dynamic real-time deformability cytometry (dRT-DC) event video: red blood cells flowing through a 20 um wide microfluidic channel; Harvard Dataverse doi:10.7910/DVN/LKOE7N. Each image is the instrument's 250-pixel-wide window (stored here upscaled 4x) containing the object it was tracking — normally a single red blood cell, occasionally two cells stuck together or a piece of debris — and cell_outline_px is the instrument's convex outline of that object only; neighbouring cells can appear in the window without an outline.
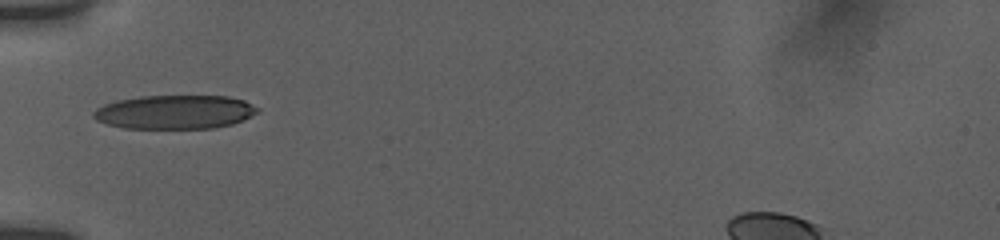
{"species": "human", "species_latin": "Homo sapiens", "temperature_condition": "room temperature", "stored_images_in_passage": 54, "camera_frame_rate_fps": 3000, "um_per_image_px": 0.085, "donor": {"sex": "female"}, "frame": {"image": 1, "passage_image": 1, "time_ms": 0.0, "image_size_px": [1000, 240], "cell_outline_px": [[260, 112], [232, 124], [212, 128], [124, 128], [108, 124], [96, 120], [92, 116], [92, 112], [96, 108], [104, 104], [116, 100], [140, 96], [228, 96], [244, 100], [260, 108]], "centroid_in_image_um": [14.85, 9.51], "position_along_channel_um": 70.1, "area_um2": 32.48}}
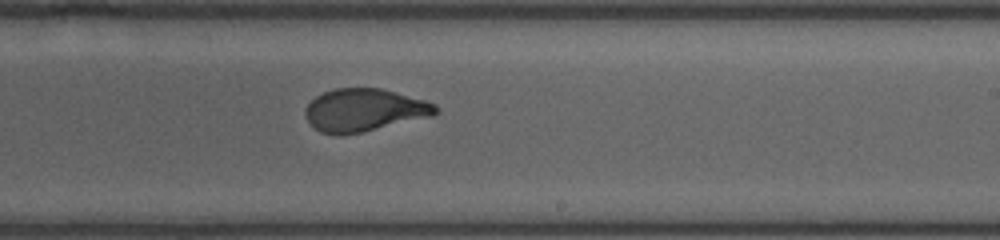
{"frame": {"image": 2, "passage_image": 23, "time_ms": 5.0, "image_size_px": [1000, 240], "cell_outline_px": [[440, 112], [432, 116], [360, 132], [340, 136], [336, 136], [320, 132], [304, 116], [304, 108], [316, 96], [324, 92], [336, 88], [380, 88], [396, 92], [424, 100], [436, 104], [440, 108]], "centroid_in_image_um": [30.96, 9.36], "position_along_channel_um": 258.0, "area_um2": 32.43}}
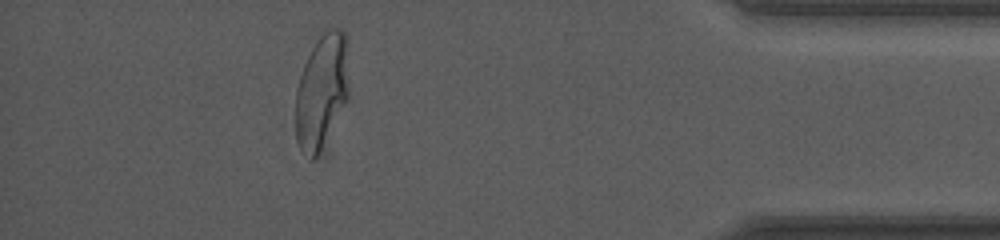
{"frame": {"image": 3, "passage_image": 42, "time_ms": 10.0, "image_size_px": [1000, 240], "cell_outline_px": [[348, 100], [316, 156], [312, 160], [300, 148], [296, 140], [296, 88], [304, 64], [312, 48], [320, 36], [324, 32], [332, 28], [340, 28], [344, 32], [348, 40]], "centroid_in_image_um": [27.36, 7.7], "position_along_channel_um": 407.8, "area_um2": 35.37}, "authors_computed_cell_mechanics": {"area_um2": 33.2061, "velocity_mm_per_s": 3.781, "shape_relaxation_time_tau1_ms": 7.3265, "shape_relaxation_time_tau2_ms": null, "deformation_change_tau1": 0.2378, "deformation_change_tau2": null}}